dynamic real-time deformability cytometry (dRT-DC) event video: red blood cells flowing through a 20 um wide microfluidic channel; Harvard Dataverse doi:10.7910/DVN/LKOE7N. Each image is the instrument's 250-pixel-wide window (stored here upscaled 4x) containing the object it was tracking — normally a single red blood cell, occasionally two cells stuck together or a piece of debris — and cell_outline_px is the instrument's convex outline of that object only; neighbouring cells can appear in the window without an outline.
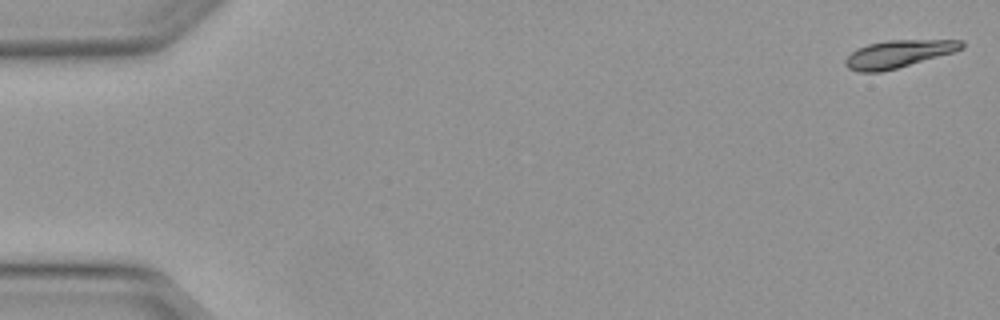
{"species": "Egyptian fruit bat (a non-hibernating species)", "species_latin": "Rousettus aegyptiacus", "temperature_condition": "warm", "stored_images_in_passage": 17, "camera_frame_rate_fps": 3000, "um_per_image_px": 0.085, "animal": {"sex": "female"}, "frame": {"image": 1, "passage_image": 1, "time_ms": 0.0, "image_size_px": [1000, 320], "cell_outline_px": [[964, 48], [952, 52], [896, 68], [880, 72], [860, 72], [848, 68], [844, 64], [844, 60], [856, 48], [868, 44], [888, 40], [964, 40]], "centroid_in_image_um": [76.33, 4.57], "position_along_channel_um": 8.7, "area_um2": 18.38}}
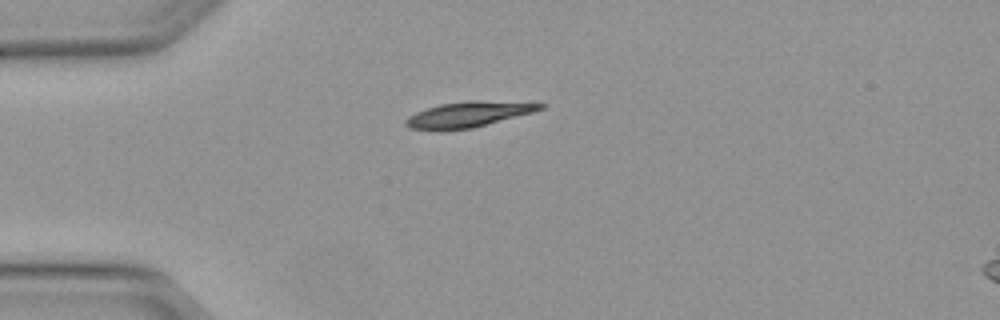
{"frame": {"image": 2, "passage_image": 13, "time_ms": 4.0, "image_size_px": [1000, 320], "cell_outline_px": [[548, 104], [544, 108], [532, 112], [472, 128], [440, 132], [408, 128], [404, 124], [404, 120], [408, 116], [416, 112], [440, 104], [472, 100], [480, 100]], "centroid_in_image_um": [39.72, 9.75], "position_along_channel_um": 45.3, "area_um2": 20.17}}